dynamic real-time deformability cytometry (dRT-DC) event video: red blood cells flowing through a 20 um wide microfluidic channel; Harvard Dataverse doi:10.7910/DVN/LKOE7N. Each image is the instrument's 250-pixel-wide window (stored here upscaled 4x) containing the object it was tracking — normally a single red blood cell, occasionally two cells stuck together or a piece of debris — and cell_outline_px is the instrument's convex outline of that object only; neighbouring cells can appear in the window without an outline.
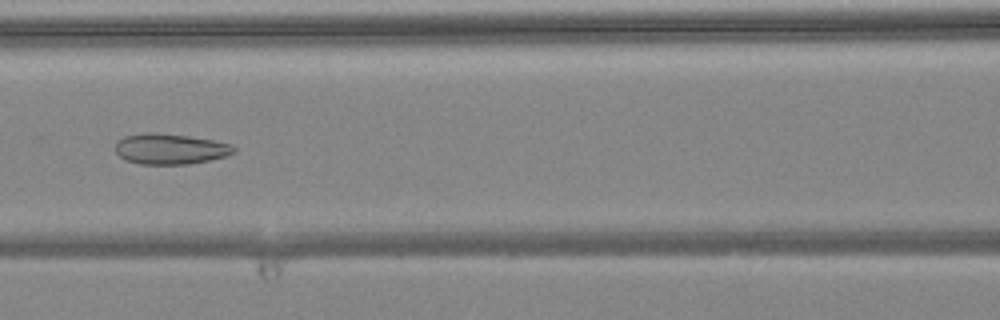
{"species": "common noctule bat (a hibernating species)", "species_latin": "Nyctalus noctula", "temperature_condition": "warm", "stored_images_in_passage": 7, "camera_frame_rate_fps": 3000, "um_per_image_px": 0.085, "animal": {"sex": "female", "body_mass_g": 24.6, "forearm_length_mm": 56.2}, "frame": {"image": 1, "passage_image": 7, "time_ms": 2.0, "image_size_px": [1000, 320], "cell_outline_px": [[236, 152], [228, 156], [188, 164], [140, 164], [124, 160], [116, 152], [116, 140], [124, 136], [148, 132], [156, 132], [188, 136], [212, 140], [232, 144], [236, 148]], "centroid_in_image_um": [14.47, 12.65], "position_along_channel_um": 152.1, "area_um2": 21.27}}